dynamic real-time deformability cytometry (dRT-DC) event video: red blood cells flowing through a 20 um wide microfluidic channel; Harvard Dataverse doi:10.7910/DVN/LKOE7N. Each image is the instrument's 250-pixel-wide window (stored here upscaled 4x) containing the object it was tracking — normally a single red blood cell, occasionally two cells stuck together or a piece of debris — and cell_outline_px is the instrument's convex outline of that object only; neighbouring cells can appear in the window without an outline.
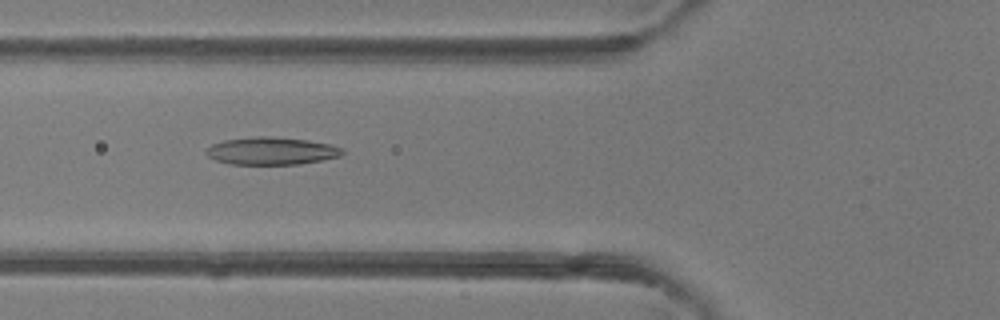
{"species": "common noctule bat (a hibernating species)", "species_latin": "Nyctalus noctula", "temperature_condition": "room temperature", "stored_images_in_passage": 47, "camera_frame_rate_fps": 3000, "um_per_image_px": 0.085, "animal": {"sex": "female"}, "frame": {"image": 1, "passage_image": 17, "time_ms": 5.333, "image_size_px": [1000, 320], "cell_outline_px": [[344, 152], [340, 156], [300, 164], [228, 164], [216, 160], [208, 156], [204, 152], [212, 144], [224, 140], [256, 136], [268, 136], [308, 140], [328, 144], [344, 148]], "centroid_in_image_um": [23.06, 12.83], "position_along_channel_um": 102.7, "area_um2": 21.79}}
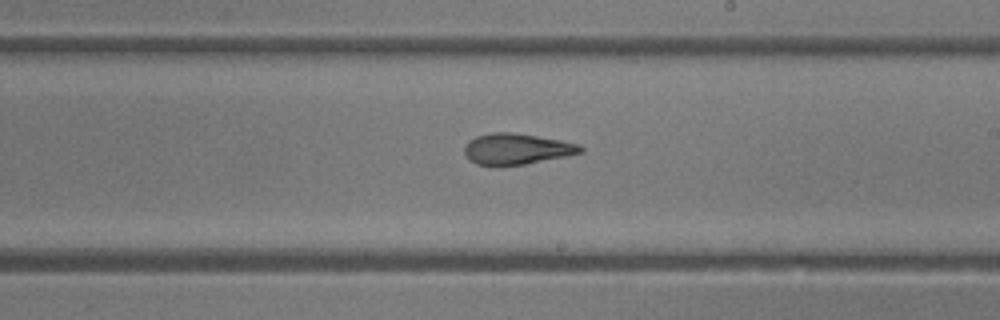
{"frame": {"image": 2, "passage_image": 27, "time_ms": 8.667, "image_size_px": [1000, 320], "cell_outline_px": [[584, 152], [568, 156], [524, 164], [476, 164], [468, 160], [464, 152], [464, 144], [468, 140], [476, 136], [492, 132], [512, 132], [560, 140], [580, 144], [584, 148]], "centroid_in_image_um": [43.92, 12.64], "position_along_channel_um": 245.1, "area_um2": 20.87}}
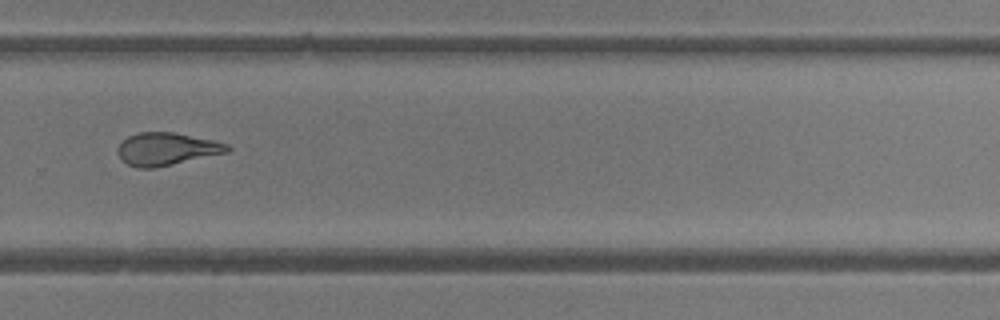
{"frame": {"image": 3, "passage_image": 32, "time_ms": 10.333, "image_size_px": [1000, 320], "cell_outline_px": [[232, 148], [228, 152], [172, 164], [152, 168], [140, 168], [128, 164], [120, 160], [116, 152], [116, 148], [128, 136], [140, 132], [172, 132], [212, 140], [228, 144]], "centroid_in_image_um": [14.13, 12.66], "position_along_channel_um": 315.7, "area_um2": 20.69}, "authors_computed_cell_mechanics": {"area_um2": 22.0218, "velocity_mm_per_s": 4.2574, "shape_relaxation_time_tau1_ms": null, "shape_relaxation_time_tau2_ms": 2.0615, "deformation_change_tau1": null, "deformation_change_tau2": 0.117}}